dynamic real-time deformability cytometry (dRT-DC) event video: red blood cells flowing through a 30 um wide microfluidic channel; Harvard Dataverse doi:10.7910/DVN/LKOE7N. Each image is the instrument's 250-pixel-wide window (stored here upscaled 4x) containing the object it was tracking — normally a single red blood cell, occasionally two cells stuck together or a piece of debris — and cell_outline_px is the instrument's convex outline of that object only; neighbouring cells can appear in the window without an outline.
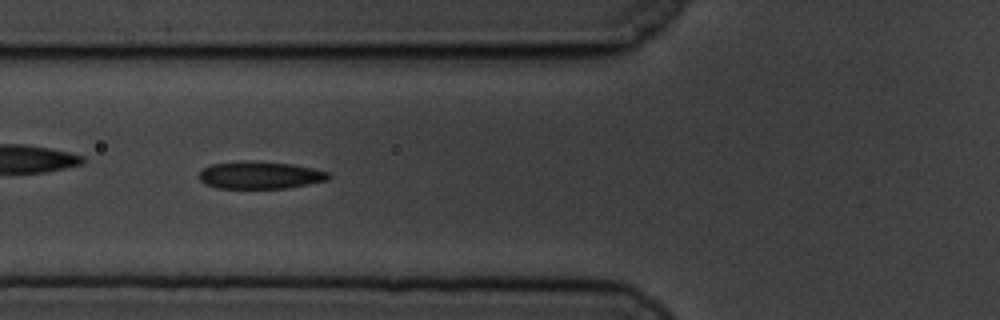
{"species": "common noctule bat (a hibernating species)", "species_latin": "Nyctalus noctula", "temperature_condition": "cold", "stored_images_in_passage": 47, "camera_frame_rate_fps": 3000, "um_per_image_px": 0.085, "animal": {"sex": "male", "body_mass_g": 19.5, "forearm_length_mm": 54.6}, "frame": {"image": 1, "passage_image": 11, "time_ms": 3.333, "image_size_px": [1000, 320], "cell_outline_px": [[332, 176], [328, 180], [288, 188], [216, 188], [204, 184], [200, 180], [200, 172], [204, 168], [212, 164], [292, 164], [312, 168], [328, 172]], "centroid_in_image_um": [22.16, 14.95], "position_along_channel_um": 103.6, "area_um2": 19.54}}
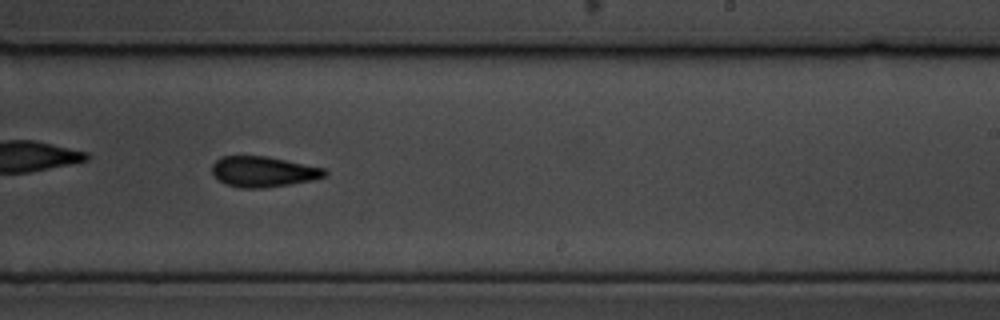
{"frame": {"image": 2, "passage_image": 25, "time_ms": 8.0, "image_size_px": [1000, 320], "cell_outline_px": [[328, 176], [312, 180], [264, 188], [240, 188], [228, 184], [220, 180], [212, 172], [212, 164], [220, 156], [268, 156], [324, 168], [328, 172]], "centroid_in_image_um": [22.4, 14.58], "position_along_channel_um": 266.6, "area_um2": 20.0}}
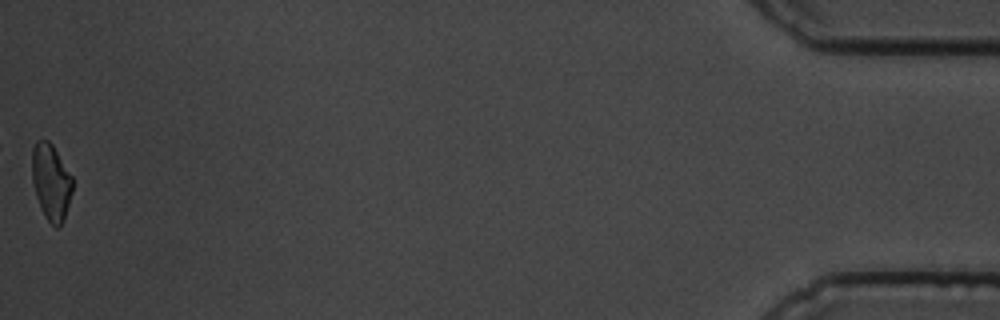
{"frame": {"image": 3, "passage_image": 47, "time_ms": 15.333, "image_size_px": [1000, 320], "cell_outline_px": [[72, 192], [64, 220], [60, 228], [56, 228], [44, 216], [40, 208], [36, 196], [32, 180], [32, 148], [36, 140], [48, 140], [52, 144], [72, 176]], "centroid_in_image_um": [4.33, 15.48], "position_along_channel_um": 430.9, "area_um2": 18.09}, "authors_computed_cell_mechanics": {"area_um2": 20.0566, "velocity_mm_per_s": 3.4901, "shape_relaxation_time_tau1_ms": 3.4272, "shape_relaxation_time_tau2_ms": 1.9857, "deformation_change_tau1": 0.1302, "deformation_change_tau2": 0.0938}}